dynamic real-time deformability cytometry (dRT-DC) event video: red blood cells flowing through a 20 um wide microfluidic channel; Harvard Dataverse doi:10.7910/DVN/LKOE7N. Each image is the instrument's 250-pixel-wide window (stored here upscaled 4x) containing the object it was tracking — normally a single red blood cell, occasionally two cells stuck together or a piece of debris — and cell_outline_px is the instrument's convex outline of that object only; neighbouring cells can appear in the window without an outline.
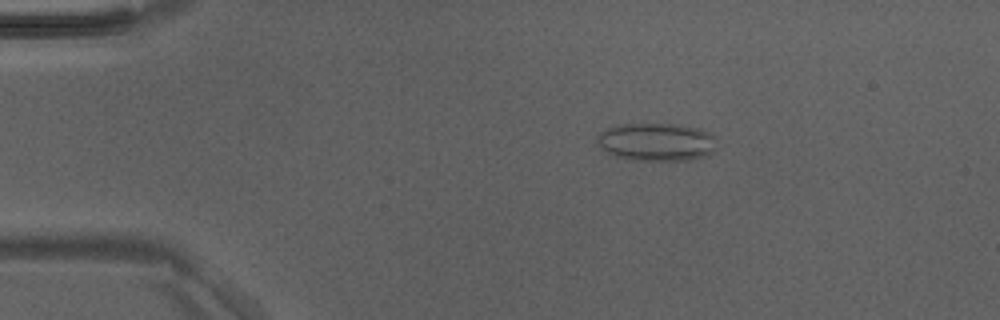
{"species": "Egyptian fruit bat (a non-hibernating species)", "species_latin": "Rousettus aegyptiacus", "temperature_condition": "room temperature", "stored_images_in_passage": 48, "camera_frame_rate_fps": 3000, "um_per_image_px": 0.085, "animal": {"sex": "male"}, "frame": {"image": 1, "passage_image": 9, "time_ms": 2.667, "image_size_px": [1000, 320], "cell_outline_px": [[716, 136], [712, 152], [708, 156], [692, 160], [628, 160], [616, 156], [600, 148], [596, 144], [596, 136], [600, 132], [616, 124], [680, 124], [700, 128], [712, 132]], "centroid_in_image_um": [55.81, 12.06], "position_along_channel_um": 29.2, "area_um2": 26.99}}
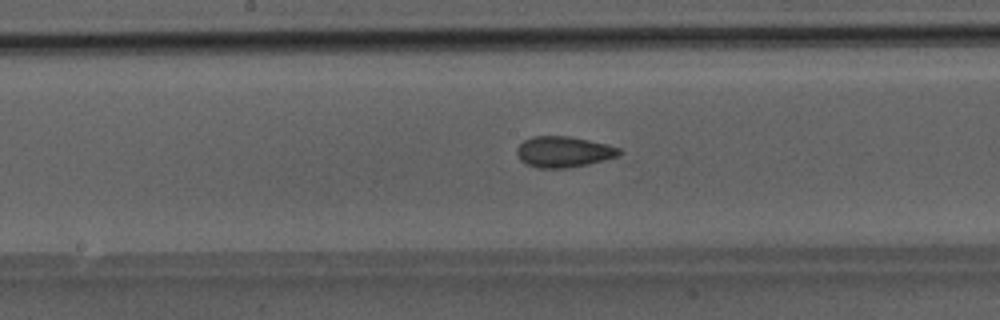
{"frame": {"image": 2, "passage_image": 25, "time_ms": 8.0, "image_size_px": [1000, 320], "cell_outline_px": [[624, 152], [616, 156], [604, 160], [588, 164], [568, 168], [536, 168], [520, 160], [516, 152], [516, 148], [524, 140], [532, 136], [568, 136], [588, 140], [620, 148]], "centroid_in_image_um": [47.88, 12.91], "position_along_channel_um": 200.3, "area_um2": 18.38}}
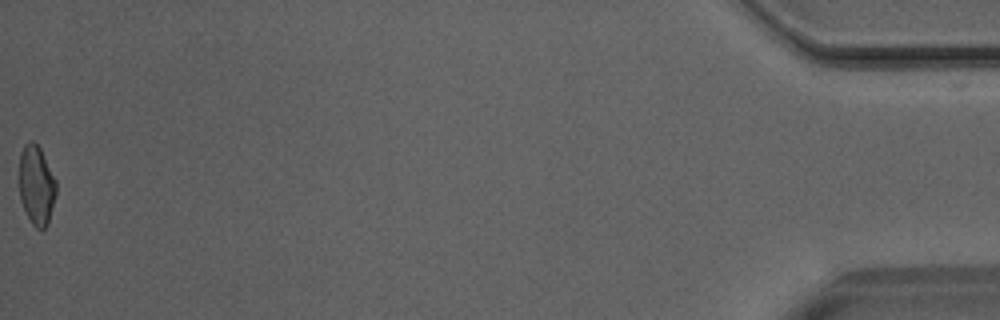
{"frame": {"image": 3, "passage_image": 48, "time_ms": 15.667, "image_size_px": [1000, 320], "cell_outline_px": [[56, 192], [48, 224], [44, 228], [36, 228], [32, 224], [20, 200], [20, 152], [24, 144], [28, 140], [32, 140], [40, 148], [56, 180]], "centroid_in_image_um": [3.09, 15.72], "position_along_channel_um": 432.1, "area_um2": 16.94}}